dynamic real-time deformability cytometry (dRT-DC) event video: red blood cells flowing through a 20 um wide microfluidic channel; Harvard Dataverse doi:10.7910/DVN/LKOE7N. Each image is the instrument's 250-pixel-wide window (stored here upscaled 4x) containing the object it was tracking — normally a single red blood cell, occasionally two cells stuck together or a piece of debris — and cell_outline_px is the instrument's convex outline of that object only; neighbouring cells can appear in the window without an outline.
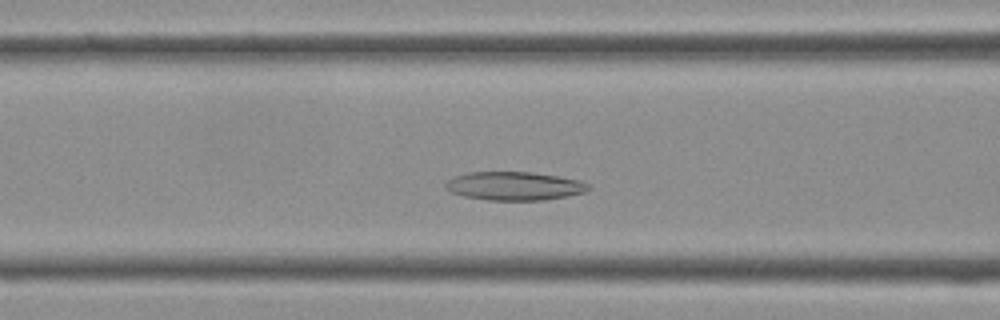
{"species": "Egyptian fruit bat (a non-hibernating species)", "species_latin": "Rousettus aegyptiacus", "temperature_condition": "cold", "stored_images_in_passage": 37, "camera_frame_rate_fps": 3000, "um_per_image_px": 0.085, "frame": {"image": 1, "passage_image": 12, "time_ms": 3.667, "image_size_px": [1000, 320], "cell_outline_px": [[592, 188], [584, 192], [568, 196], [544, 200], [488, 200], [464, 196], [448, 192], [444, 188], [444, 184], [448, 180], [456, 176], [468, 172], [532, 172], [580, 180], [588, 184]], "centroid_in_image_um": [43.7, 15.81], "position_along_channel_um": 122.9, "area_um2": 23.81}}
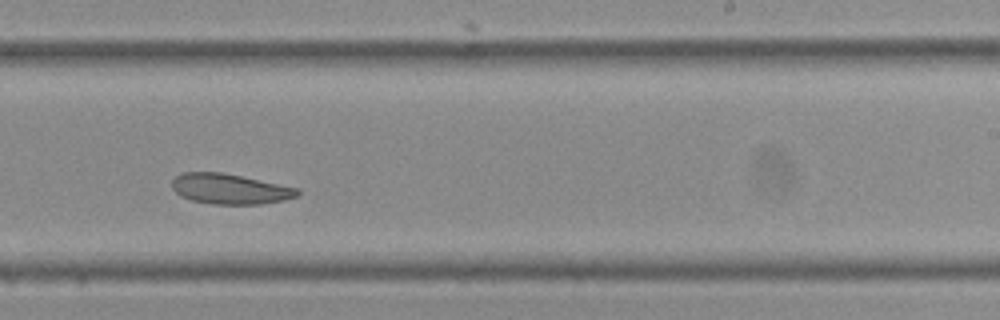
{"frame": {"image": 2, "passage_image": 21, "time_ms": 6.667, "image_size_px": [1000, 320], "cell_outline_px": [[300, 192], [296, 196], [284, 200], [260, 204], [212, 204], [192, 200], [180, 196], [172, 188], [172, 180], [176, 176], [184, 172], [220, 172], [300, 188]], "centroid_in_image_um": [19.53, 16.06], "position_along_channel_um": 269.5, "area_um2": 22.02}}
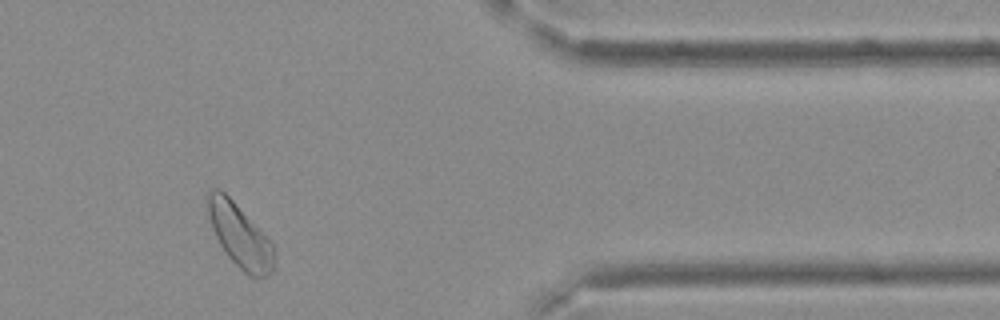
{"frame": {"image": 3, "passage_image": 30, "time_ms": 9.667, "image_size_px": [1000, 320], "cell_outline_px": [[272, 272], [268, 276], [252, 276], [244, 272], [228, 256], [220, 244], [212, 228], [204, 204], [204, 200], [208, 192], [212, 188], [220, 188], [232, 200], [272, 244]], "centroid_in_image_um": [20.28, 19.96], "position_along_channel_um": 391.1, "area_um2": 23.76}}